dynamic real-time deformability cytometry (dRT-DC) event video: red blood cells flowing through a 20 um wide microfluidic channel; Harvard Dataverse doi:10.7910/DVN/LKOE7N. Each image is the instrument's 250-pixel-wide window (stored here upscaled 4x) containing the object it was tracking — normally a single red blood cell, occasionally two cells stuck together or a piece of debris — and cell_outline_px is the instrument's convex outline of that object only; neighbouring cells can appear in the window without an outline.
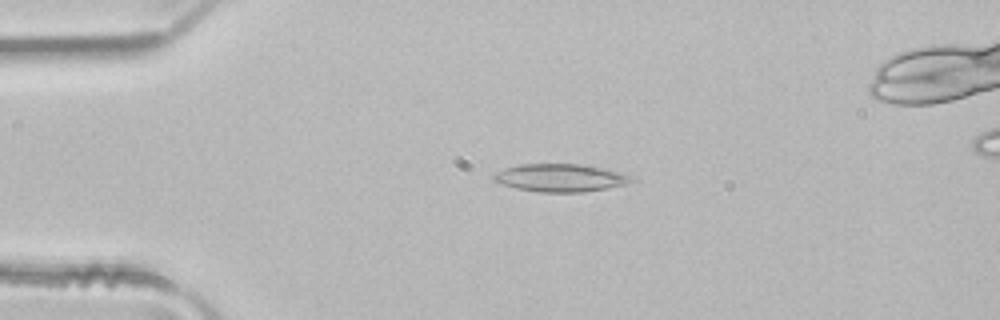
{"species": "common noctule bat (a hibernating species)", "species_latin": "Nyctalus noctula", "temperature_condition": "room temperature", "stored_images_in_passage": 2, "camera_frame_rate_fps": 3000, "um_per_image_px": 0.085, "animal": {"sex": "male", "body_mass_g": 21.5, "forearm_length_mm": 52.0}, "frame": {"image": 1, "passage_image": 1, "time_ms": 0.0, "image_size_px": [1000, 320], "cell_outline_px": [[632, 180], [628, 184], [608, 188], [584, 192], [540, 192], [516, 188], [492, 180], [492, 176], [496, 172], [504, 168], [520, 164], [580, 164], [600, 168], [616, 172], [628, 176]], "centroid_in_image_um": [47.56, 15.12], "position_along_channel_um": 37.4, "area_um2": 21.96}}